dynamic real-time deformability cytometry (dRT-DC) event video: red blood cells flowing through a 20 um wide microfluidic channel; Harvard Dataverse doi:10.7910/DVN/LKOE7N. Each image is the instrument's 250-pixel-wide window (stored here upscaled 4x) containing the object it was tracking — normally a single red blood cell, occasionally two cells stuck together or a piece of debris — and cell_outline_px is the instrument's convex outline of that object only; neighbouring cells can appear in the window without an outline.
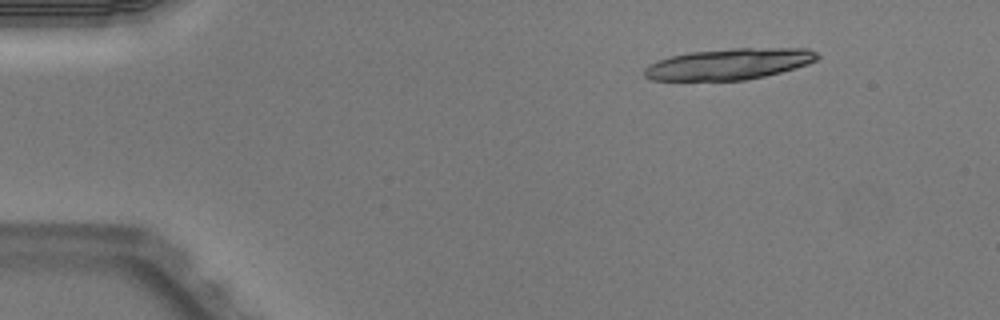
{"species": "Egyptian fruit bat (a non-hibernating species)", "species_latin": "Rousettus aegyptiacus", "temperature_condition": "warm", "stored_images_in_passage": 12, "camera_frame_rate_fps": 3000, "um_per_image_px": 0.085, "animal": {"sex": "male"}, "frame": {"image": 1, "passage_image": 1, "time_ms": 0.0, "image_size_px": [1000, 320], "cell_outline_px": [[820, 56], [816, 60], [808, 64], [780, 72], [764, 76], [744, 80], [652, 80], [644, 76], [644, 68], [648, 64], [672, 56], [692, 52], [732, 48], [808, 48], [816, 52]], "centroid_in_image_um": [61.99, 5.44], "position_along_channel_um": 23.0, "area_um2": 31.15}}